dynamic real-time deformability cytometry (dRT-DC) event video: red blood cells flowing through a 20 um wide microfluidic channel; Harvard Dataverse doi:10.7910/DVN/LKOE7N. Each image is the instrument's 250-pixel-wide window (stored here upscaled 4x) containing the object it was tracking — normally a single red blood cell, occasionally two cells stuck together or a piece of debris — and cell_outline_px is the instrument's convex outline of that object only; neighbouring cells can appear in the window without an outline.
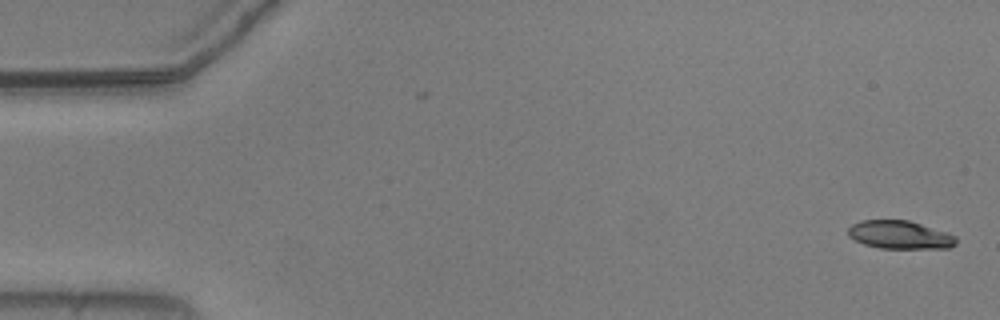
{"species": "common noctule bat (a hibernating species)", "species_latin": "Nyctalus noctula", "temperature_condition": "warm", "stored_images_in_passage": 54, "camera_frame_rate_fps": 3000, "um_per_image_px": 0.085, "animal": {"sex": "male", "body_mass_g": 20.5, "forearm_length_mm": 52.5}, "frame": {"image": 1, "passage_image": 1, "time_ms": 0.0, "image_size_px": [1000, 320], "cell_outline_px": [[956, 244], [948, 248], [880, 248], [864, 244], [848, 236], [848, 228], [852, 224], [860, 220], [908, 220], [948, 232], [956, 236]], "centroid_in_image_um": [76.49, 19.95], "position_along_channel_um": 8.5, "area_um2": 17.74}}
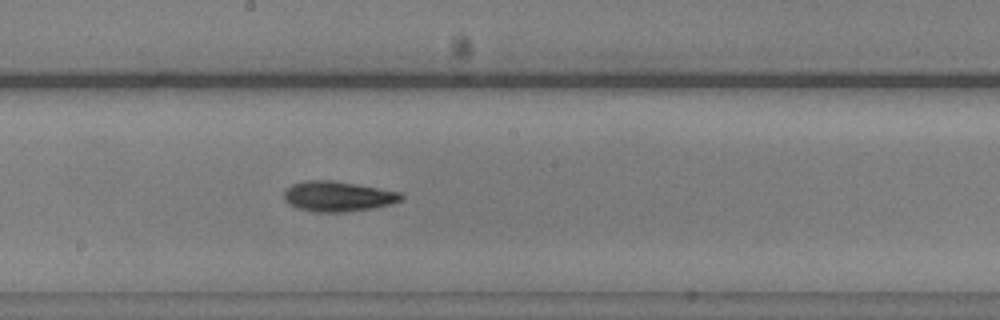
{"frame": {"image": 2, "passage_image": 29, "time_ms": 9.333, "image_size_px": [1000, 320], "cell_outline_px": [[404, 196], [400, 200], [388, 204], [372, 208], [348, 212], [316, 212], [296, 208], [288, 204], [284, 200], [284, 192], [292, 184], [304, 180], [332, 180], [380, 188], [400, 192]], "centroid_in_image_um": [28.68, 16.69], "position_along_channel_um": 219.5, "area_um2": 20.63}}
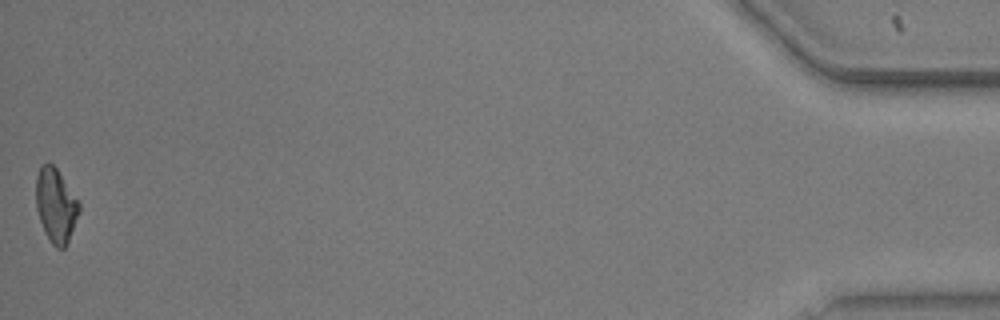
{"frame": {"image": 3, "passage_image": 54, "time_ms": 17.667, "image_size_px": [1000, 320], "cell_outline_px": [[80, 212], [68, 244], [64, 248], [56, 248], [52, 244], [44, 232], [36, 208], [36, 176], [40, 164], [52, 164], [56, 168], [80, 204]], "centroid_in_image_um": [4.74, 17.49], "position_along_channel_um": 430.5, "area_um2": 18.61}, "authors_computed_cell_mechanics": {"area_um2": 19.363, "velocity_mm_per_s": 3.7163, "shape_relaxation_time_tau1_ms": 3.4198, "shape_relaxation_time_tau2_ms": 4.9809, "deformation_change_tau1": 0.1382, "deformation_change_tau2": 0.1099}}